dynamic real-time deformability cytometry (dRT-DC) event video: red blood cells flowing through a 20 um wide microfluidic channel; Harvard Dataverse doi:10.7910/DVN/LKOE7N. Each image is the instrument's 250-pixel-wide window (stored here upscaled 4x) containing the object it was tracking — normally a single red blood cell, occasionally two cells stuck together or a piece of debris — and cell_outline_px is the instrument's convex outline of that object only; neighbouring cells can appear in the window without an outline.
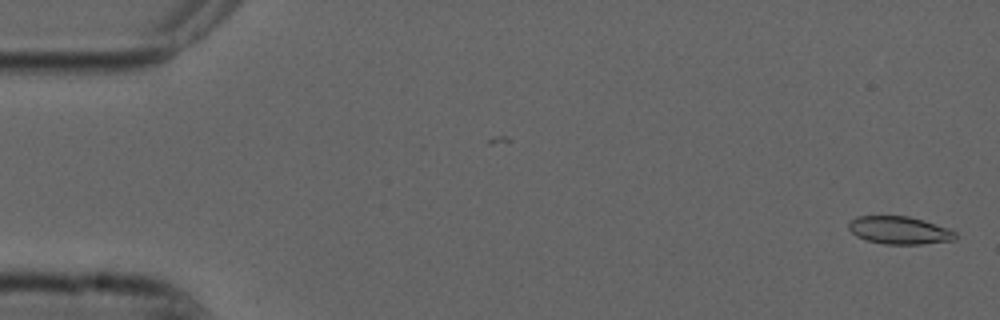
{"species": "common noctule bat (a hibernating species)", "species_latin": "Nyctalus noctula", "temperature_condition": "cold", "stored_images_in_passage": 54, "camera_frame_rate_fps": 3000, "um_per_image_px": 0.085, "animal": {"sex": "male", "forearm_length_mm": 52.5}, "frame": {"image": 1, "passage_image": 1, "time_ms": 0.0, "image_size_px": [1000, 320], "cell_outline_px": [[956, 240], [920, 244], [884, 244], [868, 240], [856, 236], [848, 228], [848, 224], [856, 216], [908, 216], [924, 220], [948, 228], [956, 232]], "centroid_in_image_um": [76.46, 19.57], "position_along_channel_um": 8.5, "area_um2": 17.22}}
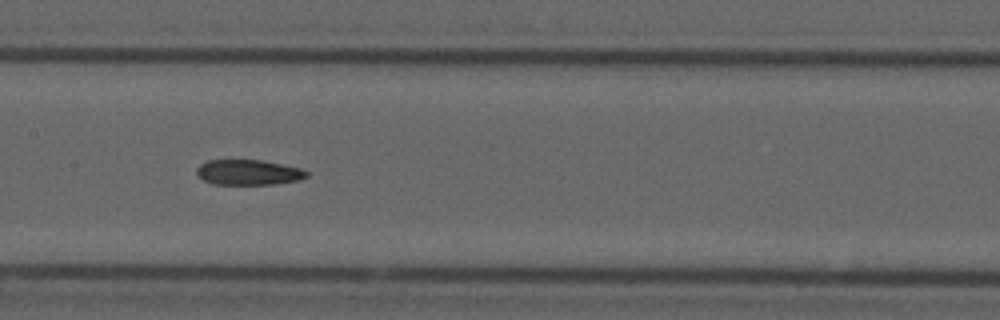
{"frame": {"image": 2, "passage_image": 26, "time_ms": 8.333, "image_size_px": [1000, 320], "cell_outline_px": [[308, 176], [300, 180], [276, 184], [212, 184], [204, 180], [196, 172], [196, 168], [200, 164], [208, 160], [260, 160], [300, 168], [308, 172]], "centroid_in_image_um": [21.12, 14.65], "position_along_channel_um": 186.3, "area_um2": 16.13}}
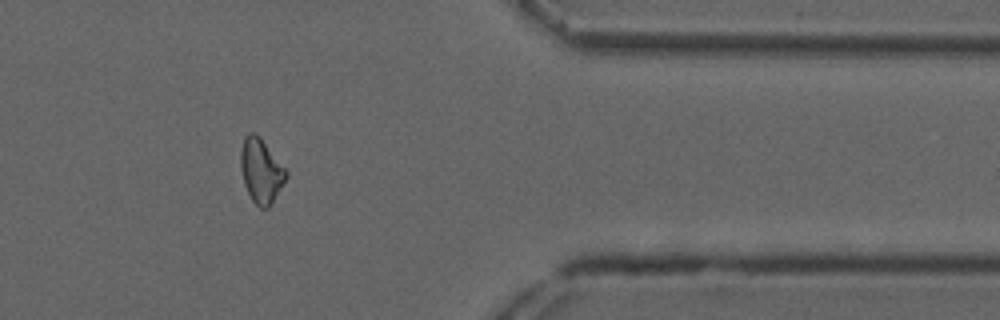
{"frame": {"image": 3, "passage_image": 44, "time_ms": 14.333, "image_size_px": [1000, 320], "cell_outline_px": [[288, 176], [268, 208], [260, 208], [252, 200], [244, 184], [240, 168], [240, 152], [244, 136], [248, 132], [256, 132], [260, 136], [288, 172]], "centroid_in_image_um": [22.17, 14.48], "position_along_channel_um": 389.2, "area_um2": 17.05}, "authors_computed_cell_mechanics": {"area_um2": 17.1377, "velocity_mm_per_s": 3.748, "shape_relaxation_time_tau1_ms": 7.09, "shape_relaxation_time_tau2_ms": 4.64, "deformation_change_tau1": 0.142, "deformation_change_tau2": 0.1071}}